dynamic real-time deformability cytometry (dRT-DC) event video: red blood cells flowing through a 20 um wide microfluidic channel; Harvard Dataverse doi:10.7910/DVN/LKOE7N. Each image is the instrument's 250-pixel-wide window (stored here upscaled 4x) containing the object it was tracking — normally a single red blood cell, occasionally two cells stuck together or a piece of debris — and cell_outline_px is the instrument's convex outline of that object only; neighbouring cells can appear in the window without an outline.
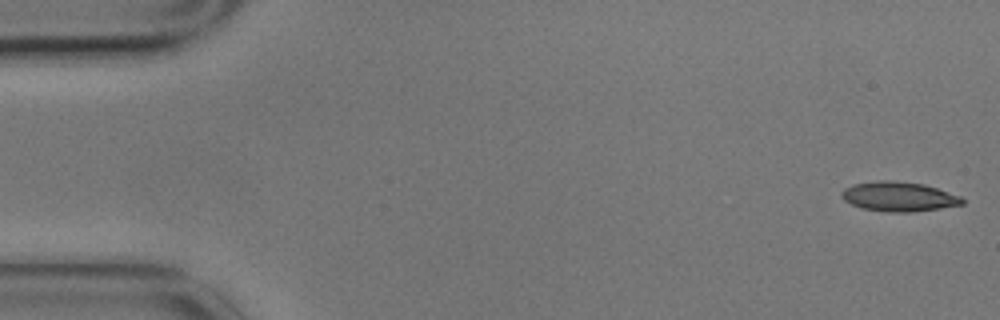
{"species": "common noctule bat (a hibernating species)", "species_latin": "Nyctalus noctula", "temperature_condition": "cold", "stored_images_in_passage": 6, "camera_frame_rate_fps": 3000, "um_per_image_px": 0.085, "animal": {"sex": "male", "body_mass_g": 17.9}, "frame": {"image": 1, "passage_image": 1, "time_ms": 0.0, "image_size_px": [1000, 320], "cell_outline_px": [[964, 204], [940, 208], [912, 212], [888, 212], [864, 208], [852, 204], [844, 200], [840, 196], [840, 192], [844, 188], [852, 184], [880, 180], [892, 180], [924, 184], [960, 196], [964, 200]], "centroid_in_image_um": [76.37, 16.7], "position_along_channel_um": 8.6, "area_um2": 20.75}}